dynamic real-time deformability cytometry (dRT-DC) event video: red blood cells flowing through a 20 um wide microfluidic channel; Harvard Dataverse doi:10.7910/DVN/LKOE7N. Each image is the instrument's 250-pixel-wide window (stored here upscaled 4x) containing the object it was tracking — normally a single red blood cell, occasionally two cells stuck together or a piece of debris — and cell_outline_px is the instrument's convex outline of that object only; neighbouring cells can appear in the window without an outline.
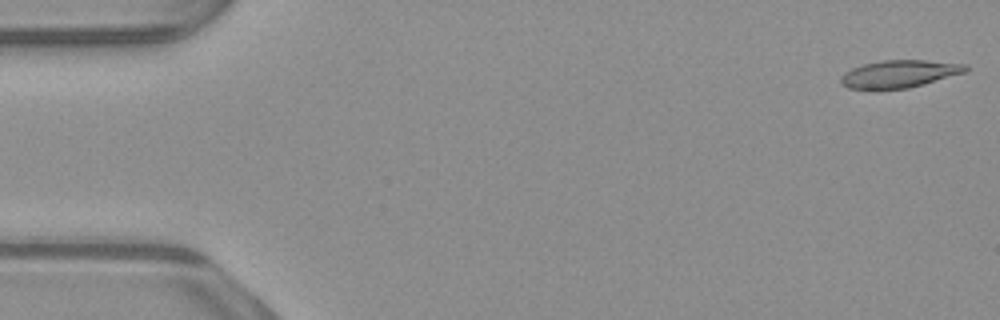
{"species": "common noctule bat (a hibernating species)", "species_latin": "Nyctalus noctula", "temperature_condition": "warm", "stored_images_in_passage": 52, "camera_frame_rate_fps": 3000, "um_per_image_px": 0.085, "animal": {"sex": "male", "body_mass_g": 23.1, "forearm_length_mm": 52.7}, "frame": {"image": 1, "passage_image": 1, "time_ms": 0.0, "image_size_px": [1000, 320], "cell_outline_px": [[968, 68], [964, 72], [908, 88], [876, 92], [848, 88], [840, 84], [840, 76], [844, 72], [852, 68], [864, 64], [880, 60], [924, 60], [968, 64]], "centroid_in_image_um": [76.33, 6.31], "position_along_channel_um": 8.7, "area_um2": 20.52}}
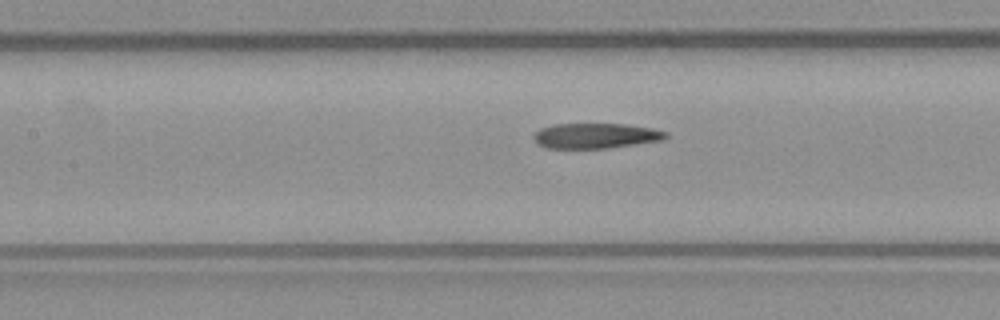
{"frame": {"image": 2, "passage_image": 23, "time_ms": 7.333, "image_size_px": [1000, 320], "cell_outline_px": [[668, 136], [664, 140], [608, 148], [548, 148], [536, 144], [532, 136], [540, 128], [552, 124], [624, 124], [652, 128], [668, 132]], "centroid_in_image_um": [50.62, 11.54], "position_along_channel_um": 156.8, "area_um2": 19.54}}
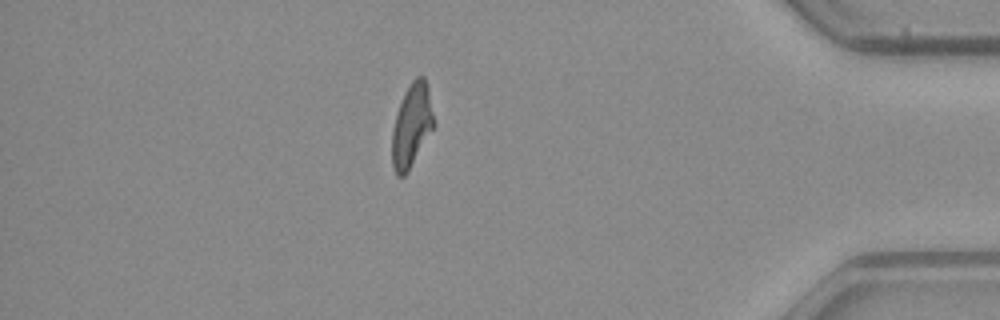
{"frame": {"image": 3, "passage_image": 45, "time_ms": 14.667, "image_size_px": [1000, 320], "cell_outline_px": [[436, 124], [408, 172], [404, 176], [396, 176], [392, 168], [392, 132], [396, 112], [404, 92], [412, 80], [416, 76], [424, 76], [428, 88]], "centroid_in_image_um": [34.99, 10.67], "position_along_channel_um": 400.2, "area_um2": 20.58}, "authors_computed_cell_mechanics": {"area_um2": 20.6057, "velocity_mm_per_s": 3.9238, "shape_relaxation_time_tau1_ms": null, "shape_relaxation_time_tau2_ms": 5.4356, "deformation_change_tau1": null, "deformation_change_tau2": 0.1762}}